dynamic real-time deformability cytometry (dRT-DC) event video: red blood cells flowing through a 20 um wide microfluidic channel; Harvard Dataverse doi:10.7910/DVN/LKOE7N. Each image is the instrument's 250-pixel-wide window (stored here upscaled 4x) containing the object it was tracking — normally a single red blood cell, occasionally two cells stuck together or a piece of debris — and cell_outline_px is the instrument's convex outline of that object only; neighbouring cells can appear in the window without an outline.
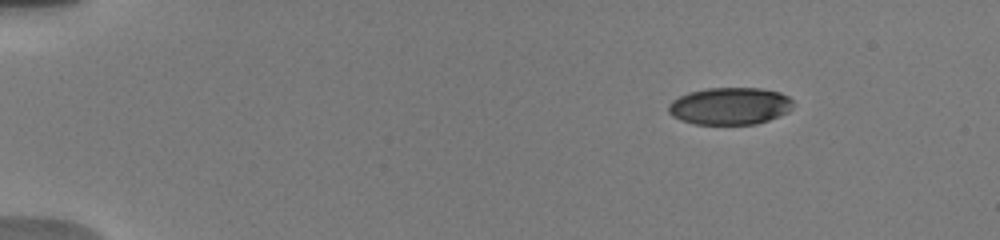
{"species": "human", "species_latin": "Homo sapiens", "temperature_condition": "warm", "stored_images_in_passage": 12, "camera_frame_rate_fps": 3000, "um_per_image_px": 0.085, "donor": {"sex": "male"}, "frame": {"image": 1, "passage_image": 1, "time_ms": 0.0, "image_size_px": [1000, 240], "cell_outline_px": [[792, 108], [788, 112], [768, 120], [756, 124], [696, 124], [680, 120], [672, 116], [668, 112], [668, 104], [672, 100], [688, 92], [708, 88], [760, 88], [780, 92], [788, 96], [792, 100]], "centroid_in_image_um": [62.03, 9.01], "position_along_channel_um": 23.0, "area_um2": 27.11}}
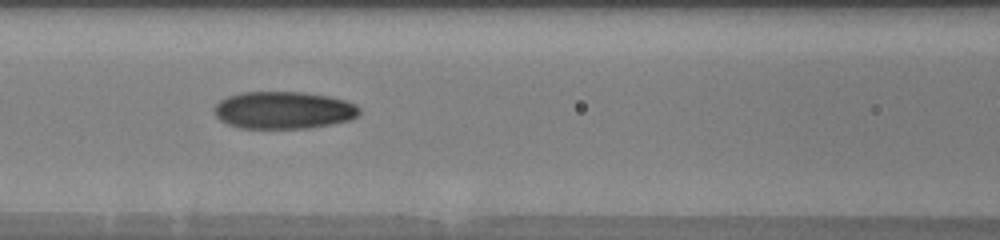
{"frame": {"image": 2, "passage_image": 10, "time_ms": 6.0, "image_size_px": [1000, 240], "cell_outline_px": [[360, 112], [356, 116], [348, 120], [332, 124], [308, 128], [240, 128], [228, 124], [220, 120], [216, 116], [212, 108], [220, 100], [228, 96], [244, 92], [304, 92], [328, 96], [344, 100], [356, 104], [360, 108]], "centroid_in_image_um": [24.08, 9.36], "position_along_channel_um": 142.5, "area_um2": 31.62}}
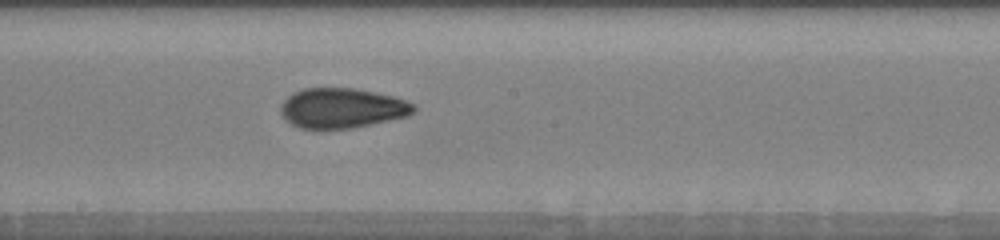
{"frame": {"image": 3, "passage_image": 12, "time_ms": 8.0, "image_size_px": [1000, 240], "cell_outline_px": [[416, 108], [408, 116], [352, 128], [300, 128], [284, 120], [280, 112], [280, 108], [284, 100], [292, 92], [304, 88], [352, 88], [392, 96], [416, 104]], "centroid_in_image_um": [29.04, 9.19], "position_along_channel_um": 219.2, "area_um2": 30.81}}